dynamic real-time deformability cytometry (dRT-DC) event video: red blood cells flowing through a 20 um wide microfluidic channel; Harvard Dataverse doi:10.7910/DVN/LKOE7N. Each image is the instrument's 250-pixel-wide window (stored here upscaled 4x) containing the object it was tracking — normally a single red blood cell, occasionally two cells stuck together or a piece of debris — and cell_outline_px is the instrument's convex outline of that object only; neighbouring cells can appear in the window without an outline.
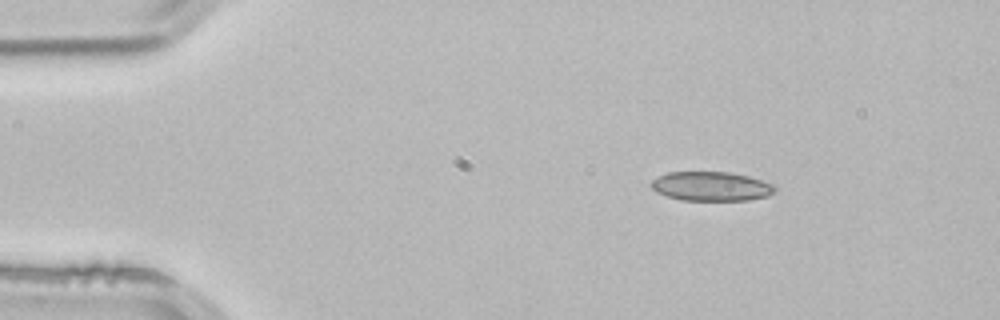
{"species": "common noctule bat (a hibernating species)", "species_latin": "Nyctalus noctula", "temperature_condition": "room temperature", "stored_images_in_passage": 3, "segment_of_instrument_passage": [1, 2], "camera_frame_rate_fps": 3000, "um_per_image_px": 0.085, "animal": {"sex": "male", "body_mass_g": 21.5, "forearm_length_mm": 52.0}, "frame": {"image": 1, "passage_image": 1, "time_ms": 0.0, "image_size_px": [1000, 320], "cell_outline_px": [[776, 188], [768, 196], [748, 200], [680, 200], [656, 192], [648, 184], [656, 176], [668, 172], [728, 172], [748, 176], [776, 184]], "centroid_in_image_um": [60.43, 15.83], "position_along_channel_um": 24.6, "area_um2": 21.21}}